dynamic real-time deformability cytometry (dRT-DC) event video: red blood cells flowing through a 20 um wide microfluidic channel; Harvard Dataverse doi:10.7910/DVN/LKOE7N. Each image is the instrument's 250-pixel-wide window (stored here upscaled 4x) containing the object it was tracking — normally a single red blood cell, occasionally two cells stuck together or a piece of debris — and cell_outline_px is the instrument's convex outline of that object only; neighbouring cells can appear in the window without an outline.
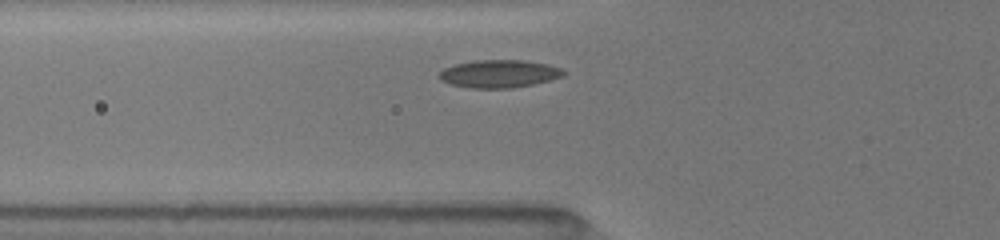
{"species": "common noctule bat (a hibernating species)", "species_latin": "Nyctalus noctula", "temperature_condition": "room temperature", "stored_images_in_passage": 10, "camera_frame_rate_fps": 3000, "um_per_image_px": 0.085, "animal": {"sex": "female", "body_mass_g": 19.5, "forearm_length_mm": 54.1}, "frame": {"image": 1, "passage_image": 4, "time_ms": 0.333, "image_size_px": [1000, 240], "cell_outline_px": [[568, 72], [564, 76], [532, 84], [512, 88], [468, 88], [452, 84], [440, 80], [436, 76], [444, 68], [456, 64], [476, 60], [524, 60], [548, 64], [560, 68]], "centroid_in_image_um": [42.42, 6.27], "position_along_channel_um": 83.4, "area_um2": 20.17}}